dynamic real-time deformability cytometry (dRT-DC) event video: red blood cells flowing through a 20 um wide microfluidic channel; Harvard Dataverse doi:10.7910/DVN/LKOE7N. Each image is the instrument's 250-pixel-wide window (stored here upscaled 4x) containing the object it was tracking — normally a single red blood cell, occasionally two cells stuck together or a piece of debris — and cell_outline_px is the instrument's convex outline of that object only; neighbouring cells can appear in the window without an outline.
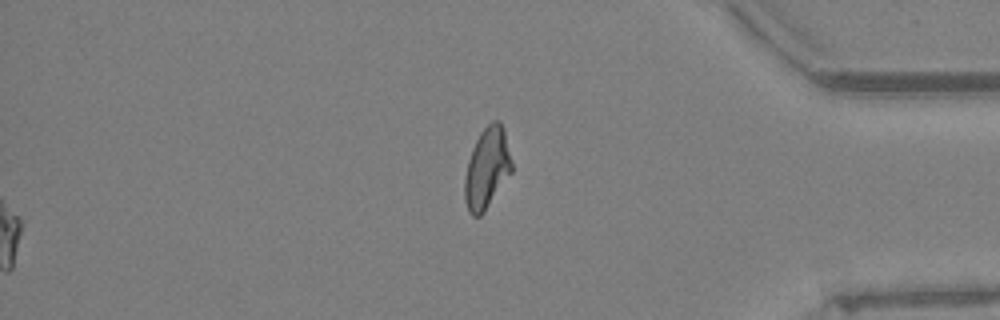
{"species": "Egyptian fruit bat (a non-hibernating species)", "species_latin": "Rousettus aegyptiacus", "temperature_condition": "warm", "stored_images_in_passage": 59, "segment_of_instrument_passage": [2, 2], "camera_frame_rate_fps": 3000, "um_per_image_px": 0.085, "animal": {"sex": "female"}, "frame": {"image": 1, "passage_image": 59, "time_ms": 19.333, "image_size_px": [1000, 320], "cell_outline_px": [[512, 172], [484, 212], [480, 216], [472, 216], [468, 212], [464, 200], [464, 176], [468, 160], [472, 148], [480, 132], [492, 120], [500, 120], [504, 128], [512, 160]], "centroid_in_image_um": [41.38, 14.29], "position_along_channel_um": 393.8, "area_um2": 22.48}}